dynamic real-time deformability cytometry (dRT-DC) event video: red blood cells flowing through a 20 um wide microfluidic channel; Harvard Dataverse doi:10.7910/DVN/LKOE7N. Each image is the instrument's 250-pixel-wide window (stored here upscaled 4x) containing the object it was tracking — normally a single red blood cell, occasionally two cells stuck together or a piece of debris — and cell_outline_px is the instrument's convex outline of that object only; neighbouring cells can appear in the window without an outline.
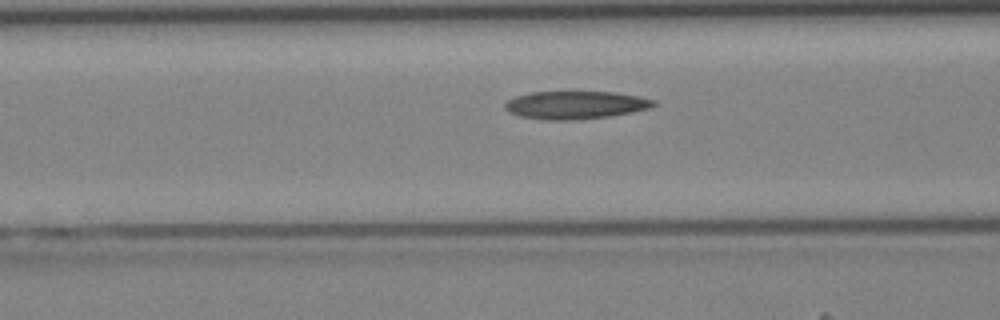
{"species": "Egyptian fruit bat (a non-hibernating species)", "species_latin": "Rousettus aegyptiacus", "temperature_condition": "cold", "stored_images_in_passage": 34, "camera_frame_rate_fps": 3000, "um_per_image_px": 0.085, "animal": {"sex": "female"}, "frame": {"image": 1, "passage_image": 9, "time_ms": 2.667, "image_size_px": [1000, 320], "cell_outline_px": [[656, 104], [652, 108], [632, 112], [608, 116], [572, 120], [544, 120], [520, 116], [508, 112], [504, 108], [504, 104], [508, 100], [516, 96], [532, 92], [616, 92], [640, 96], [656, 100]], "centroid_in_image_um": [48.93, 8.92], "position_along_channel_um": 117.7, "area_um2": 24.28}}
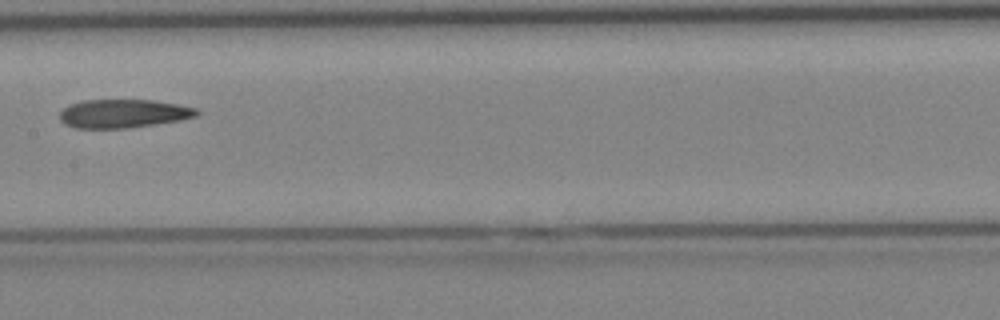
{"frame": {"image": 2, "passage_image": 14, "time_ms": 4.333, "image_size_px": [1000, 320], "cell_outline_px": [[200, 112], [196, 116], [180, 120], [124, 128], [76, 128], [64, 124], [60, 120], [60, 112], [68, 104], [84, 100], [156, 100], [196, 108]], "centroid_in_image_um": [10.45, 9.64], "position_along_channel_um": 197.0, "area_um2": 22.66}}
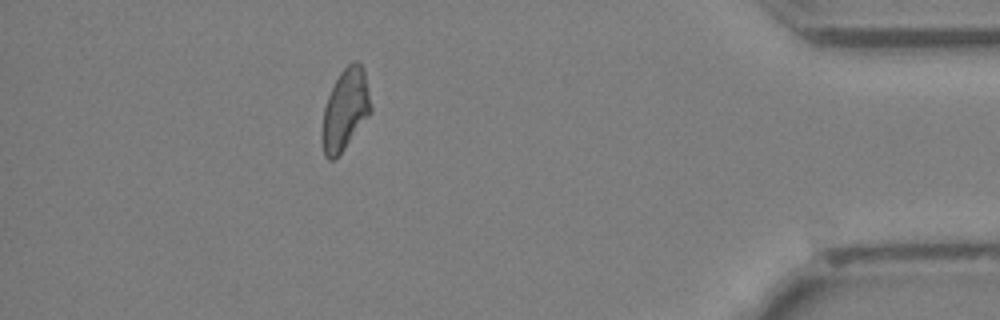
{"frame": {"image": 3, "passage_image": 30, "time_ms": 9.667, "image_size_px": [1000, 320], "cell_outline_px": [[372, 112], [344, 148], [332, 160], [328, 160], [324, 156], [320, 136], [324, 108], [328, 96], [340, 72], [352, 60], [356, 60], [360, 64], [364, 72], [372, 108]], "centroid_in_image_um": [29.32, 9.33], "position_along_channel_um": 405.9, "area_um2": 22.89}}